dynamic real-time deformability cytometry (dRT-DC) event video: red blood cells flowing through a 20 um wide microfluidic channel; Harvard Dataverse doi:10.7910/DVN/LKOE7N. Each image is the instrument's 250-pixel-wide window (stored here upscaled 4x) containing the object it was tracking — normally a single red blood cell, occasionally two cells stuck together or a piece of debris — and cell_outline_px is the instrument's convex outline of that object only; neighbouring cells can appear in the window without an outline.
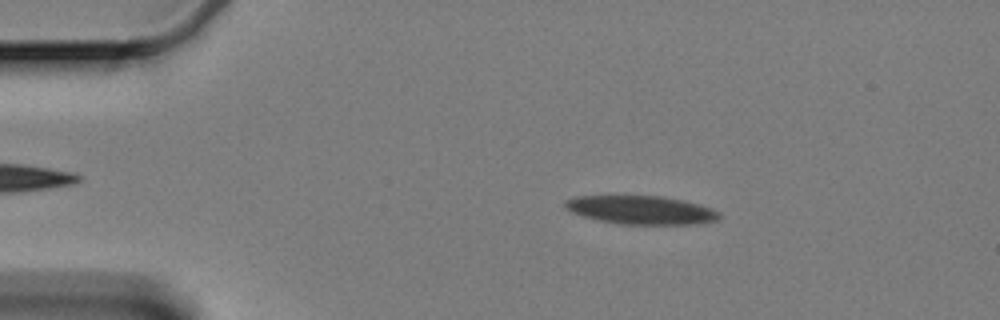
{"species": "Egyptian fruit bat (a non-hibernating species)", "species_latin": "Rousettus aegyptiacus", "temperature_condition": "cold", "stored_images_in_passage": 60, "camera_frame_rate_fps": 3000, "um_per_image_px": 0.085, "animal": {"sex": "female"}, "frame": {"image": 1, "passage_image": 10, "time_ms": 3.0, "image_size_px": [1000, 320], "cell_outline_px": [[720, 216], [716, 220], [696, 224], [620, 224], [600, 220], [584, 216], [572, 212], [564, 204], [568, 200], [580, 196], [660, 196], [680, 200], [712, 208], [720, 212]], "centroid_in_image_um": [54.53, 17.85], "position_along_channel_um": 30.5, "area_um2": 25.03}}
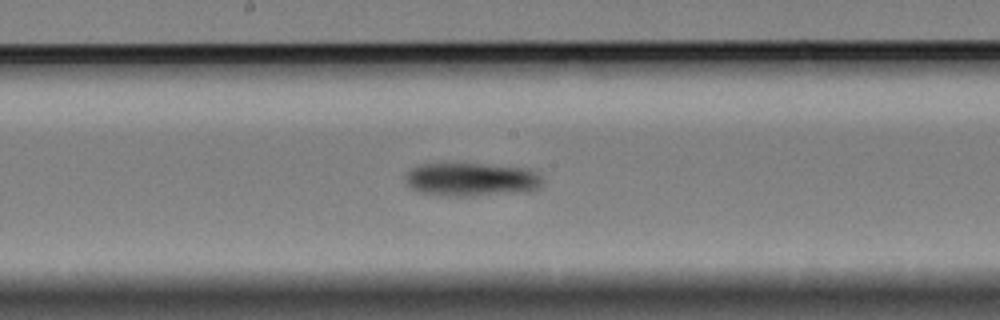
{"frame": {"image": 2, "passage_image": 31, "time_ms": 10.0, "image_size_px": [1000, 320], "cell_outline_px": [[544, 180], [540, 188], [528, 192], [476, 196], [444, 196], [416, 192], [408, 184], [408, 172], [412, 168], [420, 164], [444, 160], [532, 168]], "centroid_in_image_um": [40.11, 15.22], "position_along_channel_um": 208.1, "area_um2": 28.15}}
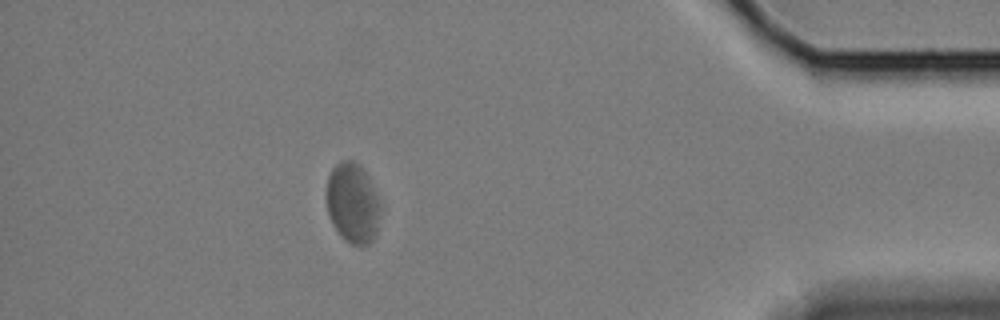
{"frame": {"image": 3, "passage_image": 53, "time_ms": 17.333, "image_size_px": [1000, 320], "cell_outline_px": [[380, 208], [376, 232], [372, 240], [368, 244], [360, 248], [344, 240], [340, 236], [332, 224], [328, 216], [328, 176], [332, 168], [340, 160], [352, 160], [360, 164], [380, 200]], "centroid_in_image_um": [29.98, 17.29], "position_along_channel_um": 405.2, "area_um2": 25.14}, "authors_computed_cell_mechanics": {"area_um2": 26.4435, "velocity_mm_per_s": 3.2825, "shape_relaxation_time_tau1_ms": 3.9895, "shape_relaxation_time_tau2_ms": 7.9467, "deformation_change_tau1": 0.0986, "deformation_change_tau2": 0.107}}